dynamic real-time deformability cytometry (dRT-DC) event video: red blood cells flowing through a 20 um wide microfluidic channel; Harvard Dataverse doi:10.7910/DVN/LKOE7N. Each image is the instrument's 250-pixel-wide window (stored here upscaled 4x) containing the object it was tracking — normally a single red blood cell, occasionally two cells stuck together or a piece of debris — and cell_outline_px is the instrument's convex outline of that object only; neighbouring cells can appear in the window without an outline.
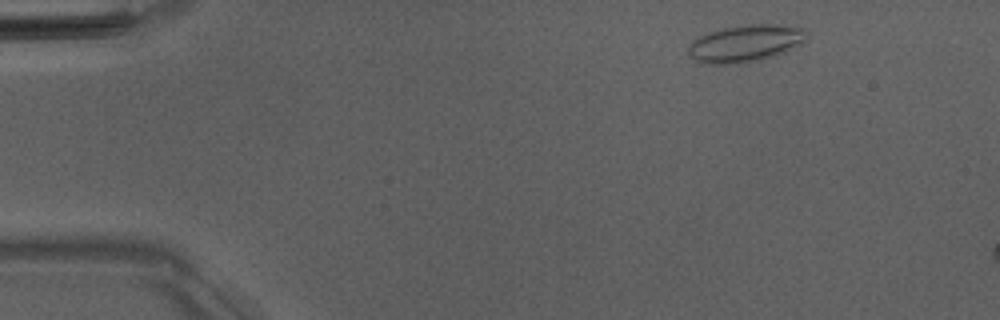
{"species": "Egyptian fruit bat (a non-hibernating species)", "species_latin": "Rousettus aegyptiacus", "temperature_condition": "room temperature", "stored_images_in_passage": 8, "camera_frame_rate_fps": 3000, "um_per_image_px": 0.085, "animal": {"sex": "male"}, "frame": {"image": 1, "passage_image": 1, "time_ms": 0.0, "image_size_px": [1000, 320], "cell_outline_px": [[808, 36], [804, 44], [776, 56], [760, 60], [740, 64], [708, 64], [696, 60], [688, 52], [688, 48], [692, 40], [696, 36], [708, 32], [724, 28], [752, 24], [776, 24], [804, 28], [808, 32]], "centroid_in_image_um": [63.41, 3.69], "position_along_channel_um": 21.6, "area_um2": 26.01}}